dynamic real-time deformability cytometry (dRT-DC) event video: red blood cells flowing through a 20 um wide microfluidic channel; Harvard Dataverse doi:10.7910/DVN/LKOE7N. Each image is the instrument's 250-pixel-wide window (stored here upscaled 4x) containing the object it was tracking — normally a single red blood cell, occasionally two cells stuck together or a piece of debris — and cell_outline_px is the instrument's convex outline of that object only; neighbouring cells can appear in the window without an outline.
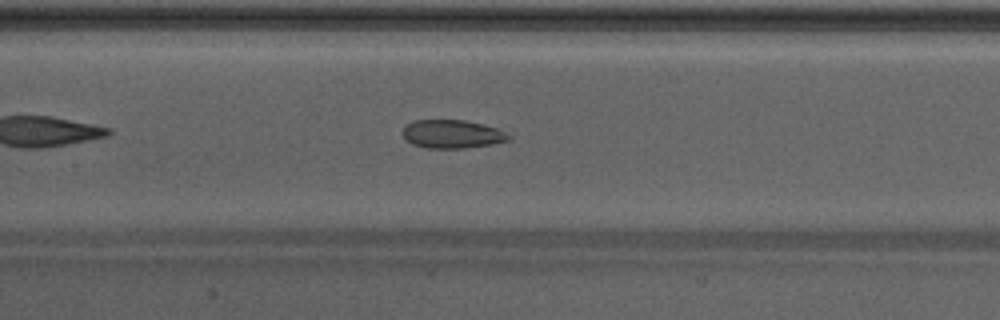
{"species": "Egyptian fruit bat (a non-hibernating species)", "species_latin": "Rousettus aegyptiacus", "temperature_condition": "warm", "stored_images_in_passage": 29, "camera_frame_rate_fps": 3000, "um_per_image_px": 0.085, "animal": {"sex": "male"}, "frame": {"image": 1, "passage_image": 9, "time_ms": 2.667, "image_size_px": [1000, 320], "cell_outline_px": [[512, 140], [492, 144], [464, 148], [424, 148], [412, 144], [404, 140], [404, 124], [412, 120], [464, 120], [484, 124], [496, 128], [512, 136]], "centroid_in_image_um": [38.42, 11.39], "position_along_channel_um": 169.0, "area_um2": 17.74}}
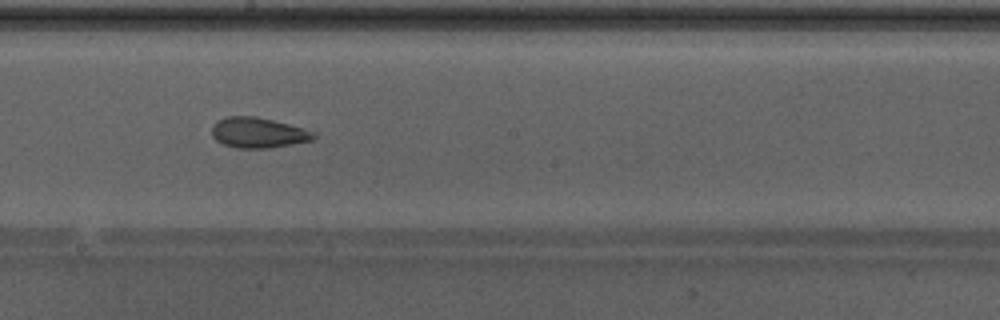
{"frame": {"image": 2, "passage_image": 13, "time_ms": 4.0, "image_size_px": [1000, 320], "cell_outline_px": [[316, 140], [268, 148], [236, 148], [224, 144], [216, 140], [212, 136], [212, 124], [216, 120], [228, 116], [256, 116], [288, 124], [316, 132]], "centroid_in_image_um": [21.94, 11.28], "position_along_channel_um": 226.3, "area_um2": 18.15}, "authors_computed_cell_mechanics": {"area_um2": 18.2648, "velocity_mm_per_s": 4.3089, "shape_relaxation_time_tau1_ms": null, "shape_relaxation_time_tau2_ms": 2.2715, "deformation_change_tau1": null, "deformation_change_tau2": 0.1029}}